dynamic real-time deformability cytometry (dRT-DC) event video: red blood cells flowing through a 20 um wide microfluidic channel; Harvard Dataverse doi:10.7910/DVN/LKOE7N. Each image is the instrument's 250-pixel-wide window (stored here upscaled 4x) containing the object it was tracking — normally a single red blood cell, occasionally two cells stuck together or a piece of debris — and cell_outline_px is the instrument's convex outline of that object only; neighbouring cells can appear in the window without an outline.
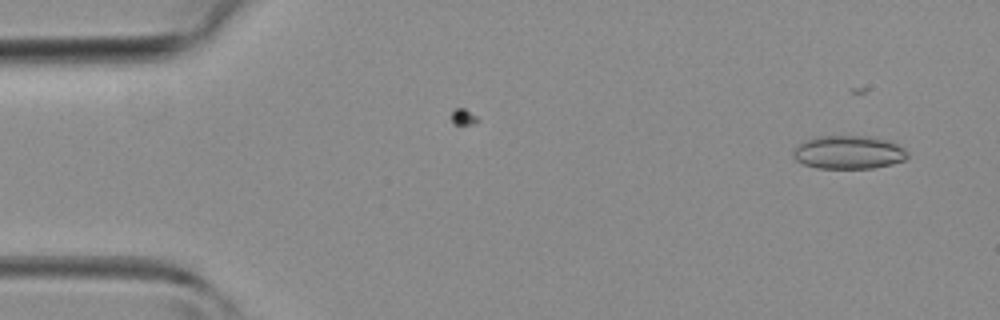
{"species": "common noctule bat (a hibernating species)", "species_latin": "Nyctalus noctula", "temperature_condition": "room temperature", "stored_images_in_passage": 19, "camera_frame_rate_fps": 3000, "um_per_image_px": 0.085, "animal": {"sex": "female", "body_mass_g": 19.3, "forearm_length_mm": 54.1}, "frame": {"image": 1, "passage_image": 2, "time_ms": 0.333, "image_size_px": [1000, 320], "cell_outline_px": [[908, 156], [904, 160], [892, 164], [872, 168], [816, 168], [804, 164], [796, 160], [792, 156], [792, 152], [804, 140], [816, 136], [876, 136], [888, 140], [904, 148], [908, 152]], "centroid_in_image_um": [72.14, 12.94], "position_along_channel_um": 12.9, "area_um2": 22.37}}
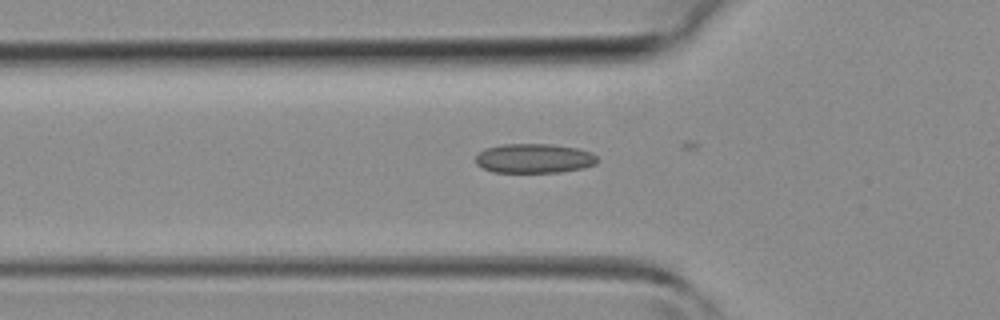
{"frame": {"image": 2, "passage_image": 13, "time_ms": 4.0, "image_size_px": [1000, 320], "cell_outline_px": [[600, 160], [596, 164], [584, 168], [560, 172], [492, 172], [476, 164], [476, 156], [484, 148], [504, 144], [552, 144], [576, 148], [592, 152]], "centroid_in_image_um": [45.43, 13.46], "position_along_channel_um": 80.4, "area_um2": 20.98}}
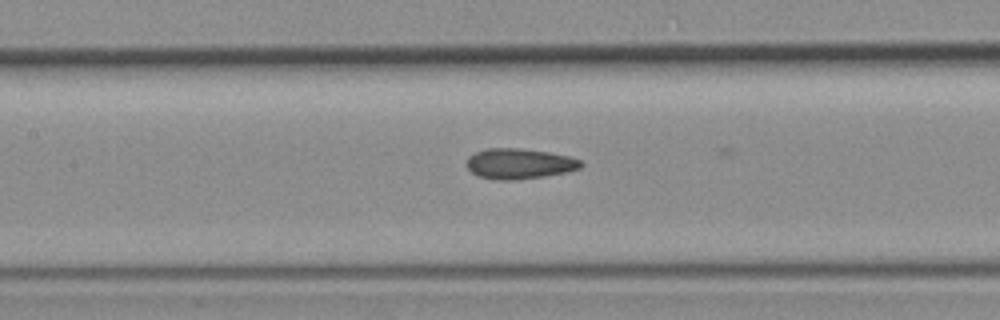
{"frame": {"image": 3, "passage_image": 18, "time_ms": 5.667, "image_size_px": [1000, 320], "cell_outline_px": [[584, 164], [580, 168], [568, 172], [544, 176], [516, 180], [492, 180], [480, 176], [472, 172], [468, 168], [468, 156], [476, 152], [488, 148], [520, 148], [548, 152], [568, 156], [580, 160]], "centroid_in_image_um": [44.16, 13.92], "position_along_channel_um": 163.2, "area_um2": 20.23}}